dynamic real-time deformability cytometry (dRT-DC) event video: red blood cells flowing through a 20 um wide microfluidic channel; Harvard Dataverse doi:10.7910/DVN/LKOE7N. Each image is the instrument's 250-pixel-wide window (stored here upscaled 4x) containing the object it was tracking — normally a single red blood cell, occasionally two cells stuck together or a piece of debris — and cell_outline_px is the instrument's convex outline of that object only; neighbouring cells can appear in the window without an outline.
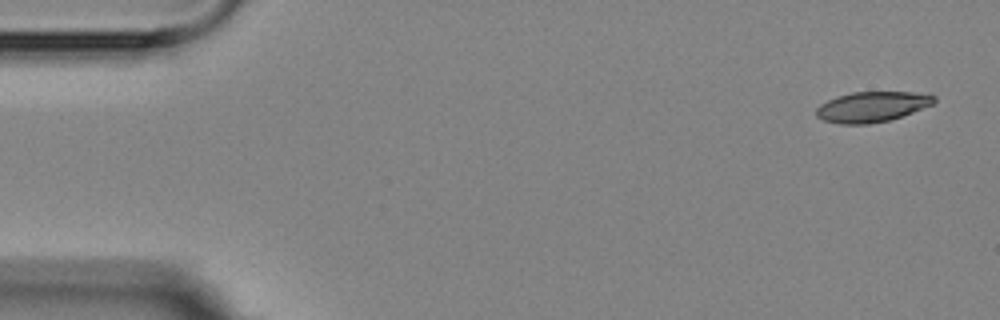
{"species": "Egyptian fruit bat (a non-hibernating species)", "species_latin": "Rousettus aegyptiacus", "temperature_condition": "room temperature", "stored_images_in_passage": 8, "camera_frame_rate_fps": 3000, "um_per_image_px": 0.085, "animal": {"sex": "female"}, "frame": {"image": 1, "passage_image": 1, "time_ms": 0.0, "image_size_px": [1000, 320], "cell_outline_px": [[936, 100], [932, 104], [912, 112], [888, 120], [868, 124], [840, 124], [824, 120], [816, 116], [816, 108], [820, 104], [828, 100], [852, 92], [912, 92], [936, 96]], "centroid_in_image_um": [74.09, 9.08], "position_along_channel_um": 10.9, "area_um2": 20.52}}
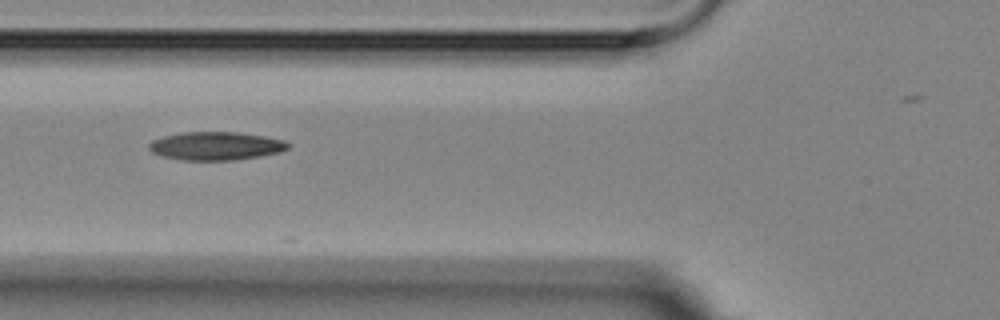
{"frame": {"image": 2, "passage_image": 6, "time_ms": 6.0, "image_size_px": [1000, 320], "cell_outline_px": [[292, 144], [288, 148], [280, 152], [260, 156], [232, 160], [184, 160], [160, 156], [152, 152], [148, 148], [148, 144], [152, 140], [164, 136], [184, 132], [236, 132], [264, 136], [284, 140]], "centroid_in_image_um": [18.35, 12.4], "position_along_channel_um": 107.5, "area_um2": 22.95}}
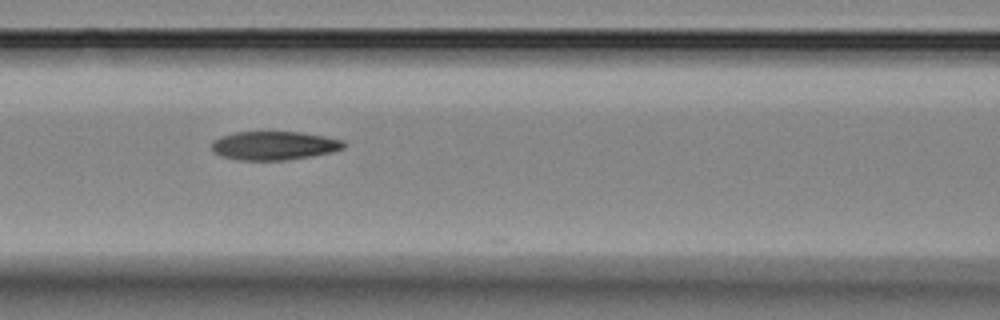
{"frame": {"image": 3, "passage_image": 7, "time_ms": 7.0, "image_size_px": [1000, 320], "cell_outline_px": [[344, 148], [332, 152], [284, 160], [240, 160], [220, 156], [212, 152], [212, 140], [220, 136], [236, 132], [300, 132], [324, 136], [344, 140]], "centroid_in_image_um": [23.25, 12.37], "position_along_channel_um": 143.3, "area_um2": 22.02}}